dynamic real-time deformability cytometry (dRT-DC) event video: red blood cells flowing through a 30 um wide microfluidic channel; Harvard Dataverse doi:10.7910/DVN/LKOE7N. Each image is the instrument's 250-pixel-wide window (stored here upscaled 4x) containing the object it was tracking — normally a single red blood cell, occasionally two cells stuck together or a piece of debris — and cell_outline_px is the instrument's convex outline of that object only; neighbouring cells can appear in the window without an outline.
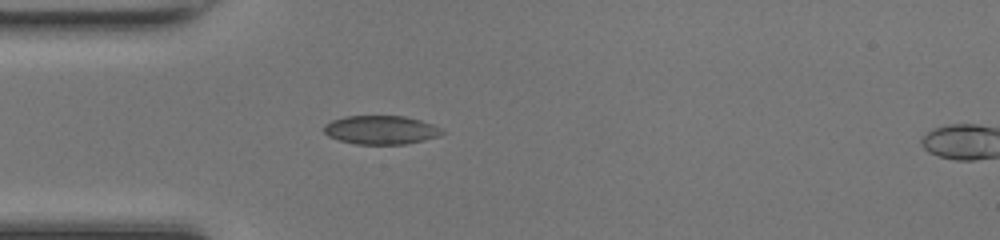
{"species": "common noctule bat (a hibernating species)", "species_latin": "Nyctalus noctula", "temperature_condition": "room temperature", "stored_images_in_passage": 36, "camera_frame_rate_fps": 3000, "um_per_image_px": 0.085, "animal": {"sex": "female", "body_mass_g": 17.0, "forearm_length_mm": 48.0}, "frame": {"image": 1, "passage_image": 1, "time_ms": 0.0, "image_size_px": [1000, 240], "cell_outline_px": [[444, 132], [440, 136], [424, 140], [404, 144], [356, 144], [340, 140], [328, 136], [324, 132], [324, 124], [332, 120], [344, 116], [404, 116], [420, 120], [432, 124], [440, 128]], "centroid_in_image_um": [32.37, 11.04], "position_along_channel_um": 52.6, "area_um2": 19.71}}
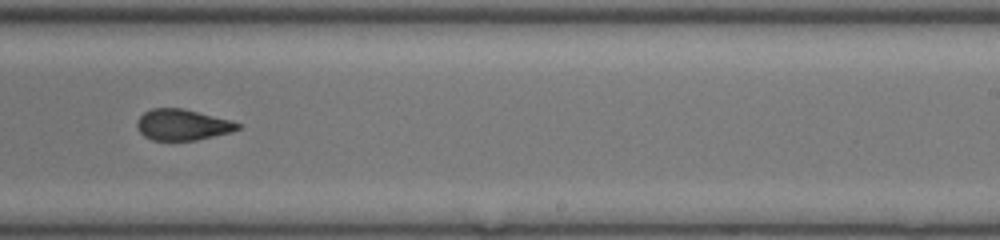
{"frame": {"image": 2, "passage_image": 17, "time_ms": 5.333, "image_size_px": [1000, 240], "cell_outline_px": [[240, 128], [232, 132], [196, 140], [152, 140], [144, 136], [140, 132], [136, 124], [136, 120], [144, 112], [152, 108], [180, 108], [232, 120], [240, 124]], "centroid_in_image_um": [15.5, 10.6], "position_along_channel_um": 273.5, "area_um2": 18.15}}
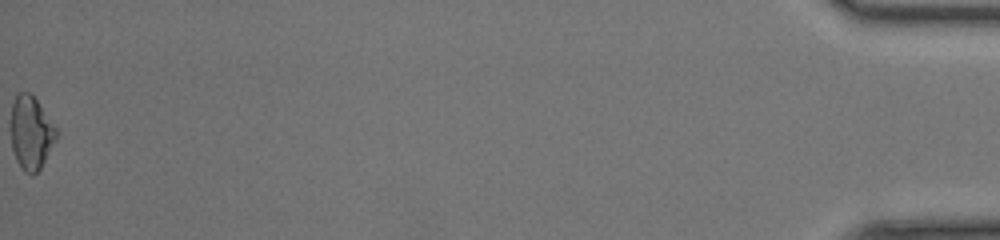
{"frame": {"image": 3, "passage_image": 36, "time_ms": 11.667, "image_size_px": [1000, 240], "cell_outline_px": [[56, 140], [40, 168], [32, 176], [24, 172], [20, 168], [16, 160], [12, 148], [12, 104], [16, 96], [20, 92], [28, 92], [36, 100], [56, 128]], "centroid_in_image_um": [2.63, 11.33], "position_along_channel_um": 432.6, "area_um2": 18.96}, "authors_computed_cell_mechanics": {"area_um2": 19.4208, "velocity_mm_per_s": 4.2714, "shape_relaxation_time_tau1_ms": null, "shape_relaxation_time_tau2_ms": 2.5991, "deformation_change_tau1": null, "deformation_change_tau2": 0.0841}}